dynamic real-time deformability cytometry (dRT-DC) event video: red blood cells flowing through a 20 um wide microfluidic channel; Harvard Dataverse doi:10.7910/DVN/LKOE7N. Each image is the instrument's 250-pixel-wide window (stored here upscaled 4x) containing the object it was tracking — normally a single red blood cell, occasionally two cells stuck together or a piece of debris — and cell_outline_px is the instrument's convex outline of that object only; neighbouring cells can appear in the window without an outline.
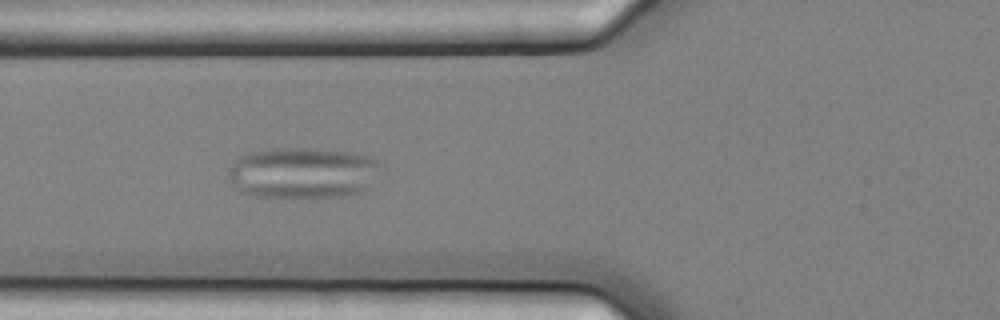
{"species": "common noctule bat (a hibernating species)", "species_latin": "Nyctalus noctula", "temperature_condition": "cold", "stored_images_in_passage": 5, "camera_frame_rate_fps": 3000, "um_per_image_px": 0.085, "animal": {"sex": "female", "body_mass_g": 25.1}, "frame": {"image": 1, "passage_image": 5, "time_ms": 1.333, "image_size_px": [1000, 320], "cell_outline_px": [[376, 164], [368, 188], [360, 192], [340, 196], [308, 200], [256, 196], [244, 192], [236, 188], [228, 176], [228, 168], [240, 156], [248, 152], [268, 148], [320, 148], [352, 152], [368, 156], [376, 160]], "centroid_in_image_um": [25.65, 14.71], "position_along_channel_um": 100.2, "area_um2": 45.84}}